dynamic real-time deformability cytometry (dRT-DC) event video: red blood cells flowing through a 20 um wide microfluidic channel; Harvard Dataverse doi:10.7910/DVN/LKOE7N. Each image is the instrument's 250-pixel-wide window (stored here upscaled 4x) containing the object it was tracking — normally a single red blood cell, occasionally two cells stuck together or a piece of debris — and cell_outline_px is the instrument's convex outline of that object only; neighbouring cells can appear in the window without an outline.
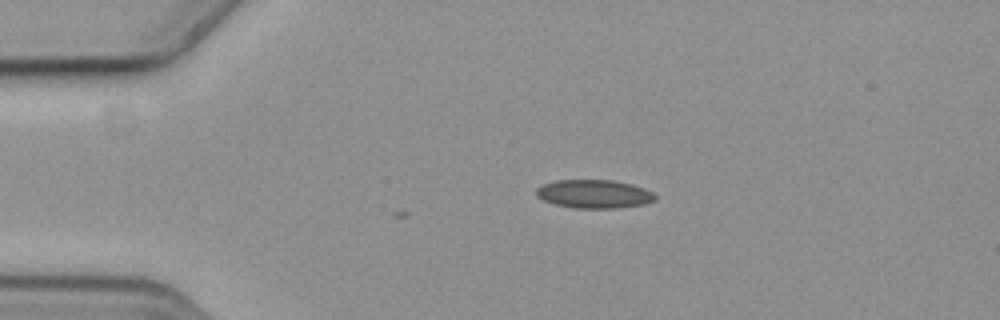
{"species": "common noctule bat (a hibernating species)", "species_latin": "Nyctalus noctula", "temperature_condition": "cold", "stored_images_in_passage": 2, "camera_frame_rate_fps": 3000, "um_per_image_px": 0.085, "animal": {"sex": "female", "body_mass_g": 19.3, "forearm_length_mm": 54.1}, "frame": {"image": 1, "passage_image": 2, "time_ms": 0.333, "image_size_px": [1000, 320], "cell_outline_px": [[656, 200], [644, 204], [620, 208], [572, 208], [556, 204], [544, 200], [536, 196], [536, 188], [544, 184], [556, 180], [612, 180], [632, 184], [644, 188], [652, 192], [656, 196]], "centroid_in_image_um": [50.51, 16.49], "position_along_channel_um": 34.5, "area_um2": 19.77}}